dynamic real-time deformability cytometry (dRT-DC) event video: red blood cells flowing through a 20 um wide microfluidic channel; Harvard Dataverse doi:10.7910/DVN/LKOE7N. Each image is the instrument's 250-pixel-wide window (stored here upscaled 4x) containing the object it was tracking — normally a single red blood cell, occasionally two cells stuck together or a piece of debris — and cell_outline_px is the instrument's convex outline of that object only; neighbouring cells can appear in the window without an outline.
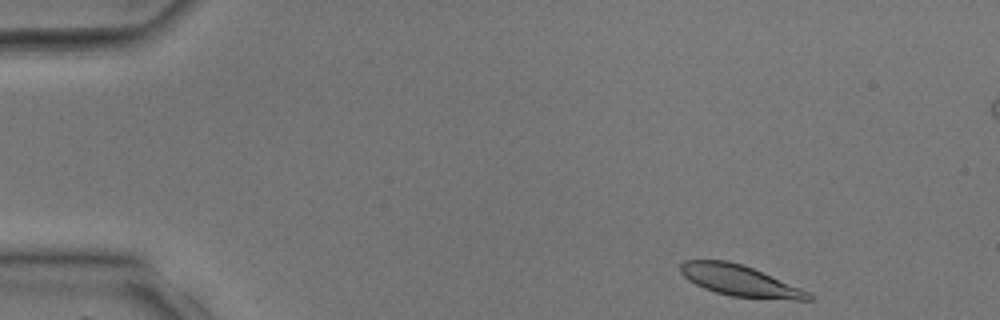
{"species": "common noctule bat (a hibernating species)", "species_latin": "Nyctalus noctula", "temperature_condition": "room temperature", "stored_images_in_passage": 9, "camera_frame_rate_fps": 3000, "um_per_image_px": 0.085, "animal": {"sex": "male", "body_mass_g": 17.9, "forearm_length_mm": 54.2}, "frame": {"image": 1, "passage_image": 1, "time_ms": 0.0, "image_size_px": [1000, 320], "cell_outline_px": [[812, 300], [796, 300], [732, 296], [716, 292], [704, 288], [688, 280], [680, 272], [680, 264], [684, 260], [728, 260], [744, 264], [808, 292], [812, 296]], "centroid_in_image_um": [62.83, 23.84], "position_along_channel_um": 22.2, "area_um2": 22.83}}